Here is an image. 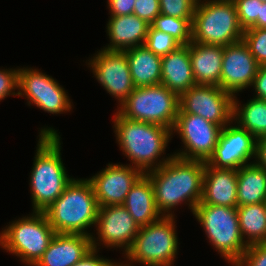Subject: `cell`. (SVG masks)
Listing matches in <instances>:
<instances>
[{
	"label": "cell",
	"instance_id": "6da1fadb",
	"mask_svg": "<svg viewBox=\"0 0 266 266\" xmlns=\"http://www.w3.org/2000/svg\"><path fill=\"white\" fill-rule=\"evenodd\" d=\"M206 162L173 157L145 173L154 190L155 204L162 216H175V208L188 206L192 214L202 198Z\"/></svg>",
	"mask_w": 266,
	"mask_h": 266
},
{
	"label": "cell",
	"instance_id": "7a4b0ae2",
	"mask_svg": "<svg viewBox=\"0 0 266 266\" xmlns=\"http://www.w3.org/2000/svg\"><path fill=\"white\" fill-rule=\"evenodd\" d=\"M37 136V147L29 187L31 191L32 211L44 212L74 179L62 160V142L58 130L52 126H43Z\"/></svg>",
	"mask_w": 266,
	"mask_h": 266
},
{
	"label": "cell",
	"instance_id": "3957f363",
	"mask_svg": "<svg viewBox=\"0 0 266 266\" xmlns=\"http://www.w3.org/2000/svg\"><path fill=\"white\" fill-rule=\"evenodd\" d=\"M112 123L116 143L122 154L130 161L129 165L143 174L159 168L173 157V153L165 155L172 139L171 129L128 119L117 111Z\"/></svg>",
	"mask_w": 266,
	"mask_h": 266
},
{
	"label": "cell",
	"instance_id": "277c9868",
	"mask_svg": "<svg viewBox=\"0 0 266 266\" xmlns=\"http://www.w3.org/2000/svg\"><path fill=\"white\" fill-rule=\"evenodd\" d=\"M99 205L92 184L87 178H74L64 192L45 211L56 233L91 236Z\"/></svg>",
	"mask_w": 266,
	"mask_h": 266
},
{
	"label": "cell",
	"instance_id": "5b68a950",
	"mask_svg": "<svg viewBox=\"0 0 266 266\" xmlns=\"http://www.w3.org/2000/svg\"><path fill=\"white\" fill-rule=\"evenodd\" d=\"M56 232L44 212L33 211L8 223L0 232V248L16 255L21 263L34 266Z\"/></svg>",
	"mask_w": 266,
	"mask_h": 266
},
{
	"label": "cell",
	"instance_id": "8992f818",
	"mask_svg": "<svg viewBox=\"0 0 266 266\" xmlns=\"http://www.w3.org/2000/svg\"><path fill=\"white\" fill-rule=\"evenodd\" d=\"M175 218L162 216L156 222L140 227L123 258L132 265L174 266L180 244Z\"/></svg>",
	"mask_w": 266,
	"mask_h": 266
},
{
	"label": "cell",
	"instance_id": "52a82bcc",
	"mask_svg": "<svg viewBox=\"0 0 266 266\" xmlns=\"http://www.w3.org/2000/svg\"><path fill=\"white\" fill-rule=\"evenodd\" d=\"M233 0H198L192 21V42L227 46L242 40Z\"/></svg>",
	"mask_w": 266,
	"mask_h": 266
},
{
	"label": "cell",
	"instance_id": "ba28073f",
	"mask_svg": "<svg viewBox=\"0 0 266 266\" xmlns=\"http://www.w3.org/2000/svg\"><path fill=\"white\" fill-rule=\"evenodd\" d=\"M193 216L204 230L206 240L230 265L245 253L248 245L241 235L236 208L217 205H197Z\"/></svg>",
	"mask_w": 266,
	"mask_h": 266
},
{
	"label": "cell",
	"instance_id": "9c48e42d",
	"mask_svg": "<svg viewBox=\"0 0 266 266\" xmlns=\"http://www.w3.org/2000/svg\"><path fill=\"white\" fill-rule=\"evenodd\" d=\"M115 110L125 118L172 130L179 111V96L163 84L137 87Z\"/></svg>",
	"mask_w": 266,
	"mask_h": 266
},
{
	"label": "cell",
	"instance_id": "30bf717a",
	"mask_svg": "<svg viewBox=\"0 0 266 266\" xmlns=\"http://www.w3.org/2000/svg\"><path fill=\"white\" fill-rule=\"evenodd\" d=\"M32 67H19L18 97H24L27 105H34L50 114H63L73 110L68 92L52 76Z\"/></svg>",
	"mask_w": 266,
	"mask_h": 266
},
{
	"label": "cell",
	"instance_id": "8fae6325",
	"mask_svg": "<svg viewBox=\"0 0 266 266\" xmlns=\"http://www.w3.org/2000/svg\"><path fill=\"white\" fill-rule=\"evenodd\" d=\"M222 127L199 115L178 114L171 130L172 138L176 133L183 147L173 155L186 160L207 162L217 146Z\"/></svg>",
	"mask_w": 266,
	"mask_h": 266
},
{
	"label": "cell",
	"instance_id": "7c38bea8",
	"mask_svg": "<svg viewBox=\"0 0 266 266\" xmlns=\"http://www.w3.org/2000/svg\"><path fill=\"white\" fill-rule=\"evenodd\" d=\"M96 234L92 233V248H119L122 256L132 246L140 227L123 205L99 207L96 223ZM123 249V250H122Z\"/></svg>",
	"mask_w": 266,
	"mask_h": 266
},
{
	"label": "cell",
	"instance_id": "4fadbf2b",
	"mask_svg": "<svg viewBox=\"0 0 266 266\" xmlns=\"http://www.w3.org/2000/svg\"><path fill=\"white\" fill-rule=\"evenodd\" d=\"M178 114H195L225 127L232 121L233 95L219 86L195 85L179 96Z\"/></svg>",
	"mask_w": 266,
	"mask_h": 266
},
{
	"label": "cell",
	"instance_id": "5bb4252c",
	"mask_svg": "<svg viewBox=\"0 0 266 266\" xmlns=\"http://www.w3.org/2000/svg\"><path fill=\"white\" fill-rule=\"evenodd\" d=\"M86 60L87 67L97 82L117 101V108L134 90L125 51H107L101 48Z\"/></svg>",
	"mask_w": 266,
	"mask_h": 266
},
{
	"label": "cell",
	"instance_id": "9a60e30c",
	"mask_svg": "<svg viewBox=\"0 0 266 266\" xmlns=\"http://www.w3.org/2000/svg\"><path fill=\"white\" fill-rule=\"evenodd\" d=\"M256 141L250 132L231 121L221 129L214 153L206 163L215 168L238 170L254 162Z\"/></svg>",
	"mask_w": 266,
	"mask_h": 266
},
{
	"label": "cell",
	"instance_id": "2e32d148",
	"mask_svg": "<svg viewBox=\"0 0 266 266\" xmlns=\"http://www.w3.org/2000/svg\"><path fill=\"white\" fill-rule=\"evenodd\" d=\"M142 174L129 164L108 163L87 179L92 184L99 207H102L122 205L132 185Z\"/></svg>",
	"mask_w": 266,
	"mask_h": 266
},
{
	"label": "cell",
	"instance_id": "e0dca14e",
	"mask_svg": "<svg viewBox=\"0 0 266 266\" xmlns=\"http://www.w3.org/2000/svg\"><path fill=\"white\" fill-rule=\"evenodd\" d=\"M243 40L224 46L220 88L233 96L250 88L259 68Z\"/></svg>",
	"mask_w": 266,
	"mask_h": 266
},
{
	"label": "cell",
	"instance_id": "ac0fdd59",
	"mask_svg": "<svg viewBox=\"0 0 266 266\" xmlns=\"http://www.w3.org/2000/svg\"><path fill=\"white\" fill-rule=\"evenodd\" d=\"M198 205L237 207V169L205 165L202 198Z\"/></svg>",
	"mask_w": 266,
	"mask_h": 266
},
{
	"label": "cell",
	"instance_id": "d6986e66",
	"mask_svg": "<svg viewBox=\"0 0 266 266\" xmlns=\"http://www.w3.org/2000/svg\"><path fill=\"white\" fill-rule=\"evenodd\" d=\"M91 249L88 235L56 233L34 266H73Z\"/></svg>",
	"mask_w": 266,
	"mask_h": 266
},
{
	"label": "cell",
	"instance_id": "ffe728a7",
	"mask_svg": "<svg viewBox=\"0 0 266 266\" xmlns=\"http://www.w3.org/2000/svg\"><path fill=\"white\" fill-rule=\"evenodd\" d=\"M150 24L135 14L109 16L106 34L109 44L102 49L107 51H125L144 45Z\"/></svg>",
	"mask_w": 266,
	"mask_h": 266
},
{
	"label": "cell",
	"instance_id": "44dd1931",
	"mask_svg": "<svg viewBox=\"0 0 266 266\" xmlns=\"http://www.w3.org/2000/svg\"><path fill=\"white\" fill-rule=\"evenodd\" d=\"M189 55L196 85L220 87L224 46L191 42Z\"/></svg>",
	"mask_w": 266,
	"mask_h": 266
},
{
	"label": "cell",
	"instance_id": "7402d4cb",
	"mask_svg": "<svg viewBox=\"0 0 266 266\" xmlns=\"http://www.w3.org/2000/svg\"><path fill=\"white\" fill-rule=\"evenodd\" d=\"M161 67V84L178 96L196 85L189 55V44L180 45L163 56Z\"/></svg>",
	"mask_w": 266,
	"mask_h": 266
},
{
	"label": "cell",
	"instance_id": "603a6c76",
	"mask_svg": "<svg viewBox=\"0 0 266 266\" xmlns=\"http://www.w3.org/2000/svg\"><path fill=\"white\" fill-rule=\"evenodd\" d=\"M122 205L139 227L156 222L162 217L155 204L153 185L146 174H142L132 185Z\"/></svg>",
	"mask_w": 266,
	"mask_h": 266
},
{
	"label": "cell",
	"instance_id": "cb8c5ba5",
	"mask_svg": "<svg viewBox=\"0 0 266 266\" xmlns=\"http://www.w3.org/2000/svg\"><path fill=\"white\" fill-rule=\"evenodd\" d=\"M135 88L161 84L162 57L145 45L125 50Z\"/></svg>",
	"mask_w": 266,
	"mask_h": 266
},
{
	"label": "cell",
	"instance_id": "d4e9b609",
	"mask_svg": "<svg viewBox=\"0 0 266 266\" xmlns=\"http://www.w3.org/2000/svg\"><path fill=\"white\" fill-rule=\"evenodd\" d=\"M266 201V171L254 162L237 170V207Z\"/></svg>",
	"mask_w": 266,
	"mask_h": 266
},
{
	"label": "cell",
	"instance_id": "484cf974",
	"mask_svg": "<svg viewBox=\"0 0 266 266\" xmlns=\"http://www.w3.org/2000/svg\"><path fill=\"white\" fill-rule=\"evenodd\" d=\"M237 97L238 94L233 96L232 121L256 139L266 136V100L253 97L241 105Z\"/></svg>",
	"mask_w": 266,
	"mask_h": 266
},
{
	"label": "cell",
	"instance_id": "4316f807",
	"mask_svg": "<svg viewBox=\"0 0 266 266\" xmlns=\"http://www.w3.org/2000/svg\"><path fill=\"white\" fill-rule=\"evenodd\" d=\"M241 235L249 246L266 243V209L264 203L236 207Z\"/></svg>",
	"mask_w": 266,
	"mask_h": 266
},
{
	"label": "cell",
	"instance_id": "83f0119b",
	"mask_svg": "<svg viewBox=\"0 0 266 266\" xmlns=\"http://www.w3.org/2000/svg\"><path fill=\"white\" fill-rule=\"evenodd\" d=\"M192 21L193 19H181L160 13L151 26L171 35L180 45H186L192 42Z\"/></svg>",
	"mask_w": 266,
	"mask_h": 266
},
{
	"label": "cell",
	"instance_id": "f1b7e54d",
	"mask_svg": "<svg viewBox=\"0 0 266 266\" xmlns=\"http://www.w3.org/2000/svg\"><path fill=\"white\" fill-rule=\"evenodd\" d=\"M144 45L155 55L163 57L175 50L180 44L174 38L149 26Z\"/></svg>",
	"mask_w": 266,
	"mask_h": 266
},
{
	"label": "cell",
	"instance_id": "f546056e",
	"mask_svg": "<svg viewBox=\"0 0 266 266\" xmlns=\"http://www.w3.org/2000/svg\"><path fill=\"white\" fill-rule=\"evenodd\" d=\"M243 42L259 65H266V29L249 28L244 30Z\"/></svg>",
	"mask_w": 266,
	"mask_h": 266
},
{
	"label": "cell",
	"instance_id": "4dcf8cb0",
	"mask_svg": "<svg viewBox=\"0 0 266 266\" xmlns=\"http://www.w3.org/2000/svg\"><path fill=\"white\" fill-rule=\"evenodd\" d=\"M238 21L243 30L256 28V20L260 17L262 2L260 0H233Z\"/></svg>",
	"mask_w": 266,
	"mask_h": 266
},
{
	"label": "cell",
	"instance_id": "1f68e13d",
	"mask_svg": "<svg viewBox=\"0 0 266 266\" xmlns=\"http://www.w3.org/2000/svg\"><path fill=\"white\" fill-rule=\"evenodd\" d=\"M160 13L181 19H193L198 0H159Z\"/></svg>",
	"mask_w": 266,
	"mask_h": 266
},
{
	"label": "cell",
	"instance_id": "d6a6232c",
	"mask_svg": "<svg viewBox=\"0 0 266 266\" xmlns=\"http://www.w3.org/2000/svg\"><path fill=\"white\" fill-rule=\"evenodd\" d=\"M18 73V67L0 68V102L8 96H18Z\"/></svg>",
	"mask_w": 266,
	"mask_h": 266
},
{
	"label": "cell",
	"instance_id": "836d02e7",
	"mask_svg": "<svg viewBox=\"0 0 266 266\" xmlns=\"http://www.w3.org/2000/svg\"><path fill=\"white\" fill-rule=\"evenodd\" d=\"M233 266H266V243L249 245Z\"/></svg>",
	"mask_w": 266,
	"mask_h": 266
},
{
	"label": "cell",
	"instance_id": "e575fe53",
	"mask_svg": "<svg viewBox=\"0 0 266 266\" xmlns=\"http://www.w3.org/2000/svg\"><path fill=\"white\" fill-rule=\"evenodd\" d=\"M133 14L151 25L160 14V2L159 0H136Z\"/></svg>",
	"mask_w": 266,
	"mask_h": 266
},
{
	"label": "cell",
	"instance_id": "d590c367",
	"mask_svg": "<svg viewBox=\"0 0 266 266\" xmlns=\"http://www.w3.org/2000/svg\"><path fill=\"white\" fill-rule=\"evenodd\" d=\"M136 0H107V9L110 16L133 14Z\"/></svg>",
	"mask_w": 266,
	"mask_h": 266
},
{
	"label": "cell",
	"instance_id": "8d00e7d4",
	"mask_svg": "<svg viewBox=\"0 0 266 266\" xmlns=\"http://www.w3.org/2000/svg\"><path fill=\"white\" fill-rule=\"evenodd\" d=\"M254 98L266 100V65H260L251 86Z\"/></svg>",
	"mask_w": 266,
	"mask_h": 266
},
{
	"label": "cell",
	"instance_id": "74e56055",
	"mask_svg": "<svg viewBox=\"0 0 266 266\" xmlns=\"http://www.w3.org/2000/svg\"><path fill=\"white\" fill-rule=\"evenodd\" d=\"M100 250L92 248L81 260L73 266H107L112 259L105 258L98 254Z\"/></svg>",
	"mask_w": 266,
	"mask_h": 266
},
{
	"label": "cell",
	"instance_id": "f35d334b",
	"mask_svg": "<svg viewBox=\"0 0 266 266\" xmlns=\"http://www.w3.org/2000/svg\"><path fill=\"white\" fill-rule=\"evenodd\" d=\"M254 163L266 171V136L257 138Z\"/></svg>",
	"mask_w": 266,
	"mask_h": 266
},
{
	"label": "cell",
	"instance_id": "ab89813d",
	"mask_svg": "<svg viewBox=\"0 0 266 266\" xmlns=\"http://www.w3.org/2000/svg\"><path fill=\"white\" fill-rule=\"evenodd\" d=\"M256 28L266 29V2H262L260 17L256 20Z\"/></svg>",
	"mask_w": 266,
	"mask_h": 266
},
{
	"label": "cell",
	"instance_id": "60d3db41",
	"mask_svg": "<svg viewBox=\"0 0 266 266\" xmlns=\"http://www.w3.org/2000/svg\"><path fill=\"white\" fill-rule=\"evenodd\" d=\"M126 262V263H125ZM107 266H135V265H132L130 262H128L127 260H124L122 262H116L114 259L113 261L111 260Z\"/></svg>",
	"mask_w": 266,
	"mask_h": 266
}]
</instances>
